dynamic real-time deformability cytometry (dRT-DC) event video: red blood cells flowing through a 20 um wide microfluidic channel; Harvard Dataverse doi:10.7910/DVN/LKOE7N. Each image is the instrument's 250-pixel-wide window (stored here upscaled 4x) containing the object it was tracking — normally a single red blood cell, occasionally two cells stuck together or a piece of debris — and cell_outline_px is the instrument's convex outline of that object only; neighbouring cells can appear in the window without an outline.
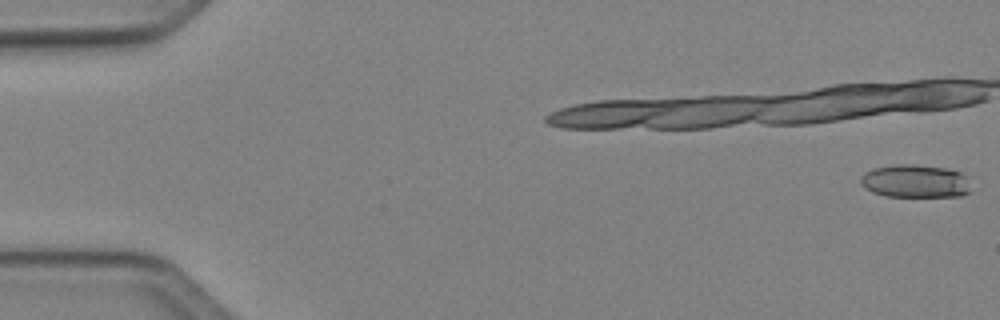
{"species": "Egyptian fruit bat (a non-hibernating species)", "species_latin": "Rousettus aegyptiacus", "temperature_condition": "cold", "stored_images_in_passage": 22, "camera_frame_rate_fps": 3000, "um_per_image_px": 0.085, "animal": {"sex": "female"}, "frame": {"image": 1, "passage_image": 1, "time_ms": 0.0, "image_size_px": [1000, 320], "cell_outline_px": [[968, 192], [960, 196], [884, 196], [872, 192], [864, 188], [860, 184], [860, 176], [864, 172], [872, 168], [896, 164], [912, 164], [948, 168], [960, 172], [964, 176], [968, 188]], "centroid_in_image_um": [77.69, 15.39], "position_along_channel_um": 7.3, "area_um2": 21.21}}